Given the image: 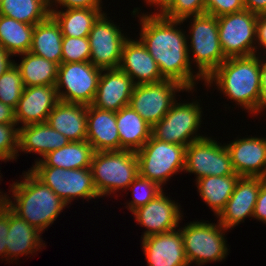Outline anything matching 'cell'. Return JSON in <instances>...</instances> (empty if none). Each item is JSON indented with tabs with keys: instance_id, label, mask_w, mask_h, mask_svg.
I'll return each instance as SVG.
<instances>
[{
	"instance_id": "1",
	"label": "cell",
	"mask_w": 266,
	"mask_h": 266,
	"mask_svg": "<svg viewBox=\"0 0 266 266\" xmlns=\"http://www.w3.org/2000/svg\"><path fill=\"white\" fill-rule=\"evenodd\" d=\"M138 9L134 8L131 13L137 14L140 20L138 38L156 61L162 77L180 83L187 90H193L197 81H205L192 69L187 48L189 38L186 31L180 29L183 22L164 18L159 13L141 14Z\"/></svg>"
},
{
	"instance_id": "2",
	"label": "cell",
	"mask_w": 266,
	"mask_h": 266,
	"mask_svg": "<svg viewBox=\"0 0 266 266\" xmlns=\"http://www.w3.org/2000/svg\"><path fill=\"white\" fill-rule=\"evenodd\" d=\"M263 57V58H262ZM258 54L227 58L205 81L214 84L227 99L233 100L249 114L259 115L260 72L266 57ZM258 114V115H257Z\"/></svg>"
},
{
	"instance_id": "3",
	"label": "cell",
	"mask_w": 266,
	"mask_h": 266,
	"mask_svg": "<svg viewBox=\"0 0 266 266\" xmlns=\"http://www.w3.org/2000/svg\"><path fill=\"white\" fill-rule=\"evenodd\" d=\"M23 180L10 185L9 194L0 191L3 201L15 214L43 233L56 221L68 205L53 190L39 180L30 170L24 171ZM4 195H3V194Z\"/></svg>"
},
{
	"instance_id": "4",
	"label": "cell",
	"mask_w": 266,
	"mask_h": 266,
	"mask_svg": "<svg viewBox=\"0 0 266 266\" xmlns=\"http://www.w3.org/2000/svg\"><path fill=\"white\" fill-rule=\"evenodd\" d=\"M90 168L100 198L126 191L139 175L136 152L130 150L95 152Z\"/></svg>"
},
{
	"instance_id": "5",
	"label": "cell",
	"mask_w": 266,
	"mask_h": 266,
	"mask_svg": "<svg viewBox=\"0 0 266 266\" xmlns=\"http://www.w3.org/2000/svg\"><path fill=\"white\" fill-rule=\"evenodd\" d=\"M188 19L192 21L188 28L190 32L186 35L190 38L187 39V48L188 54L192 53L194 57L190 63L196 64L198 74L206 80L227 59L219 41L217 17L205 13L181 21Z\"/></svg>"
},
{
	"instance_id": "6",
	"label": "cell",
	"mask_w": 266,
	"mask_h": 266,
	"mask_svg": "<svg viewBox=\"0 0 266 266\" xmlns=\"http://www.w3.org/2000/svg\"><path fill=\"white\" fill-rule=\"evenodd\" d=\"M183 237L185 255L189 265H205L209 262L222 261L228 255L225 234L228 229L219 222L193 221L179 228Z\"/></svg>"
},
{
	"instance_id": "7",
	"label": "cell",
	"mask_w": 266,
	"mask_h": 266,
	"mask_svg": "<svg viewBox=\"0 0 266 266\" xmlns=\"http://www.w3.org/2000/svg\"><path fill=\"white\" fill-rule=\"evenodd\" d=\"M185 146L158 140L152 135L136 152L139 175L161 187L185 168Z\"/></svg>"
},
{
	"instance_id": "8",
	"label": "cell",
	"mask_w": 266,
	"mask_h": 266,
	"mask_svg": "<svg viewBox=\"0 0 266 266\" xmlns=\"http://www.w3.org/2000/svg\"><path fill=\"white\" fill-rule=\"evenodd\" d=\"M202 113L197 100L189 103L176 100L163 119L152 127L151 135L158 140L187 147L206 137L198 133Z\"/></svg>"
},
{
	"instance_id": "9",
	"label": "cell",
	"mask_w": 266,
	"mask_h": 266,
	"mask_svg": "<svg viewBox=\"0 0 266 266\" xmlns=\"http://www.w3.org/2000/svg\"><path fill=\"white\" fill-rule=\"evenodd\" d=\"M29 169L67 205L75 198L86 201L100 198L94 185L91 168L31 167Z\"/></svg>"
},
{
	"instance_id": "10",
	"label": "cell",
	"mask_w": 266,
	"mask_h": 266,
	"mask_svg": "<svg viewBox=\"0 0 266 266\" xmlns=\"http://www.w3.org/2000/svg\"><path fill=\"white\" fill-rule=\"evenodd\" d=\"M101 72L102 69L97 68L91 62L61 63L58 66L55 85L59 100L92 105Z\"/></svg>"
},
{
	"instance_id": "11",
	"label": "cell",
	"mask_w": 266,
	"mask_h": 266,
	"mask_svg": "<svg viewBox=\"0 0 266 266\" xmlns=\"http://www.w3.org/2000/svg\"><path fill=\"white\" fill-rule=\"evenodd\" d=\"M257 18L246 9L217 17L219 41L226 58L256 54Z\"/></svg>"
},
{
	"instance_id": "12",
	"label": "cell",
	"mask_w": 266,
	"mask_h": 266,
	"mask_svg": "<svg viewBox=\"0 0 266 266\" xmlns=\"http://www.w3.org/2000/svg\"><path fill=\"white\" fill-rule=\"evenodd\" d=\"M190 91L168 79L135 85L129 105L151 126L163 119L176 101V92Z\"/></svg>"
},
{
	"instance_id": "13",
	"label": "cell",
	"mask_w": 266,
	"mask_h": 266,
	"mask_svg": "<svg viewBox=\"0 0 266 266\" xmlns=\"http://www.w3.org/2000/svg\"><path fill=\"white\" fill-rule=\"evenodd\" d=\"M194 173L196 180L207 176H229L235 173L226 145L205 137L185 149L184 172Z\"/></svg>"
},
{
	"instance_id": "14",
	"label": "cell",
	"mask_w": 266,
	"mask_h": 266,
	"mask_svg": "<svg viewBox=\"0 0 266 266\" xmlns=\"http://www.w3.org/2000/svg\"><path fill=\"white\" fill-rule=\"evenodd\" d=\"M109 19L104 12L88 35L91 48L90 62L102 70L119 67L123 45L129 38L122 33L119 25Z\"/></svg>"
},
{
	"instance_id": "15",
	"label": "cell",
	"mask_w": 266,
	"mask_h": 266,
	"mask_svg": "<svg viewBox=\"0 0 266 266\" xmlns=\"http://www.w3.org/2000/svg\"><path fill=\"white\" fill-rule=\"evenodd\" d=\"M180 207V204L171 200L163 191L146 205L134 210L132 214L137 224L139 223L138 225H142L146 230L141 238L178 228L183 218Z\"/></svg>"
},
{
	"instance_id": "16",
	"label": "cell",
	"mask_w": 266,
	"mask_h": 266,
	"mask_svg": "<svg viewBox=\"0 0 266 266\" xmlns=\"http://www.w3.org/2000/svg\"><path fill=\"white\" fill-rule=\"evenodd\" d=\"M259 189L260 177L240 176L226 206L217 216V222L230 230L245 218H253Z\"/></svg>"
},
{
	"instance_id": "17",
	"label": "cell",
	"mask_w": 266,
	"mask_h": 266,
	"mask_svg": "<svg viewBox=\"0 0 266 266\" xmlns=\"http://www.w3.org/2000/svg\"><path fill=\"white\" fill-rule=\"evenodd\" d=\"M59 101L55 85L24 87L15 108L17 126L47 122L50 112Z\"/></svg>"
},
{
	"instance_id": "18",
	"label": "cell",
	"mask_w": 266,
	"mask_h": 266,
	"mask_svg": "<svg viewBox=\"0 0 266 266\" xmlns=\"http://www.w3.org/2000/svg\"><path fill=\"white\" fill-rule=\"evenodd\" d=\"M232 166L239 176L262 177L266 175V138L243 137L225 144Z\"/></svg>"
},
{
	"instance_id": "19",
	"label": "cell",
	"mask_w": 266,
	"mask_h": 266,
	"mask_svg": "<svg viewBox=\"0 0 266 266\" xmlns=\"http://www.w3.org/2000/svg\"><path fill=\"white\" fill-rule=\"evenodd\" d=\"M148 266H190L180 229L141 238Z\"/></svg>"
},
{
	"instance_id": "20",
	"label": "cell",
	"mask_w": 266,
	"mask_h": 266,
	"mask_svg": "<svg viewBox=\"0 0 266 266\" xmlns=\"http://www.w3.org/2000/svg\"><path fill=\"white\" fill-rule=\"evenodd\" d=\"M134 87L132 79L119 68L104 69L92 105L102 110L118 112L129 105Z\"/></svg>"
},
{
	"instance_id": "21",
	"label": "cell",
	"mask_w": 266,
	"mask_h": 266,
	"mask_svg": "<svg viewBox=\"0 0 266 266\" xmlns=\"http://www.w3.org/2000/svg\"><path fill=\"white\" fill-rule=\"evenodd\" d=\"M126 73L135 85L156 83L164 80L158 65L139 39L125 41L118 67Z\"/></svg>"
},
{
	"instance_id": "22",
	"label": "cell",
	"mask_w": 266,
	"mask_h": 266,
	"mask_svg": "<svg viewBox=\"0 0 266 266\" xmlns=\"http://www.w3.org/2000/svg\"><path fill=\"white\" fill-rule=\"evenodd\" d=\"M116 112L87 106L86 140L95 152L120 150Z\"/></svg>"
},
{
	"instance_id": "23",
	"label": "cell",
	"mask_w": 266,
	"mask_h": 266,
	"mask_svg": "<svg viewBox=\"0 0 266 266\" xmlns=\"http://www.w3.org/2000/svg\"><path fill=\"white\" fill-rule=\"evenodd\" d=\"M18 128V151L37 153L42 158L70 142L68 138L54 130L47 122L18 126Z\"/></svg>"
},
{
	"instance_id": "24",
	"label": "cell",
	"mask_w": 266,
	"mask_h": 266,
	"mask_svg": "<svg viewBox=\"0 0 266 266\" xmlns=\"http://www.w3.org/2000/svg\"><path fill=\"white\" fill-rule=\"evenodd\" d=\"M47 123L70 141H85L87 105L59 101L50 112Z\"/></svg>"
},
{
	"instance_id": "25",
	"label": "cell",
	"mask_w": 266,
	"mask_h": 266,
	"mask_svg": "<svg viewBox=\"0 0 266 266\" xmlns=\"http://www.w3.org/2000/svg\"><path fill=\"white\" fill-rule=\"evenodd\" d=\"M42 232L27 221L20 218L9 208V230L7 235V261L19 259V256L28 255L36 252L41 247L46 246L43 243Z\"/></svg>"
},
{
	"instance_id": "26",
	"label": "cell",
	"mask_w": 266,
	"mask_h": 266,
	"mask_svg": "<svg viewBox=\"0 0 266 266\" xmlns=\"http://www.w3.org/2000/svg\"><path fill=\"white\" fill-rule=\"evenodd\" d=\"M95 153L87 141H70L67 145L38 158L33 167H56L63 169L90 168Z\"/></svg>"
},
{
	"instance_id": "27",
	"label": "cell",
	"mask_w": 266,
	"mask_h": 266,
	"mask_svg": "<svg viewBox=\"0 0 266 266\" xmlns=\"http://www.w3.org/2000/svg\"><path fill=\"white\" fill-rule=\"evenodd\" d=\"M120 150L137 152L150 139L152 127L130 106L116 112Z\"/></svg>"
},
{
	"instance_id": "28",
	"label": "cell",
	"mask_w": 266,
	"mask_h": 266,
	"mask_svg": "<svg viewBox=\"0 0 266 266\" xmlns=\"http://www.w3.org/2000/svg\"><path fill=\"white\" fill-rule=\"evenodd\" d=\"M63 35L59 24L50 15L35 25L29 52L61 64Z\"/></svg>"
},
{
	"instance_id": "29",
	"label": "cell",
	"mask_w": 266,
	"mask_h": 266,
	"mask_svg": "<svg viewBox=\"0 0 266 266\" xmlns=\"http://www.w3.org/2000/svg\"><path fill=\"white\" fill-rule=\"evenodd\" d=\"M50 12L62 35L69 37H88L94 23L104 13L102 8H64Z\"/></svg>"
},
{
	"instance_id": "30",
	"label": "cell",
	"mask_w": 266,
	"mask_h": 266,
	"mask_svg": "<svg viewBox=\"0 0 266 266\" xmlns=\"http://www.w3.org/2000/svg\"><path fill=\"white\" fill-rule=\"evenodd\" d=\"M239 175L207 176L195 180L199 196L217 217L231 197Z\"/></svg>"
},
{
	"instance_id": "31",
	"label": "cell",
	"mask_w": 266,
	"mask_h": 266,
	"mask_svg": "<svg viewBox=\"0 0 266 266\" xmlns=\"http://www.w3.org/2000/svg\"><path fill=\"white\" fill-rule=\"evenodd\" d=\"M20 64L15 63L19 69L24 87L56 85L58 65L43 57L26 52L20 54ZM23 56V57H22Z\"/></svg>"
},
{
	"instance_id": "32",
	"label": "cell",
	"mask_w": 266,
	"mask_h": 266,
	"mask_svg": "<svg viewBox=\"0 0 266 266\" xmlns=\"http://www.w3.org/2000/svg\"><path fill=\"white\" fill-rule=\"evenodd\" d=\"M35 26L0 15V45L11 55L29 52Z\"/></svg>"
},
{
	"instance_id": "33",
	"label": "cell",
	"mask_w": 266,
	"mask_h": 266,
	"mask_svg": "<svg viewBox=\"0 0 266 266\" xmlns=\"http://www.w3.org/2000/svg\"><path fill=\"white\" fill-rule=\"evenodd\" d=\"M0 15L35 26L51 15L49 0H1Z\"/></svg>"
},
{
	"instance_id": "34",
	"label": "cell",
	"mask_w": 266,
	"mask_h": 266,
	"mask_svg": "<svg viewBox=\"0 0 266 266\" xmlns=\"http://www.w3.org/2000/svg\"><path fill=\"white\" fill-rule=\"evenodd\" d=\"M23 90L24 84L20 71L13 64L0 76V101L15 109Z\"/></svg>"
},
{
	"instance_id": "35",
	"label": "cell",
	"mask_w": 266,
	"mask_h": 266,
	"mask_svg": "<svg viewBox=\"0 0 266 266\" xmlns=\"http://www.w3.org/2000/svg\"><path fill=\"white\" fill-rule=\"evenodd\" d=\"M132 190V200L127 202V209L133 212L139 207L146 205L148 202L156 198L163 188L156 182L151 181L138 175L134 181L128 186L127 190Z\"/></svg>"
},
{
	"instance_id": "36",
	"label": "cell",
	"mask_w": 266,
	"mask_h": 266,
	"mask_svg": "<svg viewBox=\"0 0 266 266\" xmlns=\"http://www.w3.org/2000/svg\"><path fill=\"white\" fill-rule=\"evenodd\" d=\"M88 37L63 36L61 63L90 62Z\"/></svg>"
},
{
	"instance_id": "37",
	"label": "cell",
	"mask_w": 266,
	"mask_h": 266,
	"mask_svg": "<svg viewBox=\"0 0 266 266\" xmlns=\"http://www.w3.org/2000/svg\"><path fill=\"white\" fill-rule=\"evenodd\" d=\"M159 14L170 20L205 14L204 0H172Z\"/></svg>"
},
{
	"instance_id": "38",
	"label": "cell",
	"mask_w": 266,
	"mask_h": 266,
	"mask_svg": "<svg viewBox=\"0 0 266 266\" xmlns=\"http://www.w3.org/2000/svg\"><path fill=\"white\" fill-rule=\"evenodd\" d=\"M17 123L0 124V157L6 161H14L19 156ZM16 127V128H15Z\"/></svg>"
},
{
	"instance_id": "39",
	"label": "cell",
	"mask_w": 266,
	"mask_h": 266,
	"mask_svg": "<svg viewBox=\"0 0 266 266\" xmlns=\"http://www.w3.org/2000/svg\"><path fill=\"white\" fill-rule=\"evenodd\" d=\"M205 13L219 17L244 10L242 0H204Z\"/></svg>"
},
{
	"instance_id": "40",
	"label": "cell",
	"mask_w": 266,
	"mask_h": 266,
	"mask_svg": "<svg viewBox=\"0 0 266 266\" xmlns=\"http://www.w3.org/2000/svg\"><path fill=\"white\" fill-rule=\"evenodd\" d=\"M9 230V207L0 201V256L7 261V235Z\"/></svg>"
},
{
	"instance_id": "41",
	"label": "cell",
	"mask_w": 266,
	"mask_h": 266,
	"mask_svg": "<svg viewBox=\"0 0 266 266\" xmlns=\"http://www.w3.org/2000/svg\"><path fill=\"white\" fill-rule=\"evenodd\" d=\"M102 0H49L50 10L62 8H102ZM55 6V7H53ZM59 6V7H58Z\"/></svg>"
},
{
	"instance_id": "42",
	"label": "cell",
	"mask_w": 266,
	"mask_h": 266,
	"mask_svg": "<svg viewBox=\"0 0 266 266\" xmlns=\"http://www.w3.org/2000/svg\"><path fill=\"white\" fill-rule=\"evenodd\" d=\"M253 217L266 224V175L260 177V189Z\"/></svg>"
},
{
	"instance_id": "43",
	"label": "cell",
	"mask_w": 266,
	"mask_h": 266,
	"mask_svg": "<svg viewBox=\"0 0 266 266\" xmlns=\"http://www.w3.org/2000/svg\"><path fill=\"white\" fill-rule=\"evenodd\" d=\"M258 45V46H257ZM263 48L266 57V15H258L256 24V54L261 55L259 48ZM260 53V54H259Z\"/></svg>"
},
{
	"instance_id": "44",
	"label": "cell",
	"mask_w": 266,
	"mask_h": 266,
	"mask_svg": "<svg viewBox=\"0 0 266 266\" xmlns=\"http://www.w3.org/2000/svg\"><path fill=\"white\" fill-rule=\"evenodd\" d=\"M260 85L259 113L266 110V59L261 65Z\"/></svg>"
},
{
	"instance_id": "45",
	"label": "cell",
	"mask_w": 266,
	"mask_h": 266,
	"mask_svg": "<svg viewBox=\"0 0 266 266\" xmlns=\"http://www.w3.org/2000/svg\"><path fill=\"white\" fill-rule=\"evenodd\" d=\"M244 8L257 15H266V0H242Z\"/></svg>"
},
{
	"instance_id": "46",
	"label": "cell",
	"mask_w": 266,
	"mask_h": 266,
	"mask_svg": "<svg viewBox=\"0 0 266 266\" xmlns=\"http://www.w3.org/2000/svg\"><path fill=\"white\" fill-rule=\"evenodd\" d=\"M4 123H17L15 109L0 101V124Z\"/></svg>"
},
{
	"instance_id": "47",
	"label": "cell",
	"mask_w": 266,
	"mask_h": 266,
	"mask_svg": "<svg viewBox=\"0 0 266 266\" xmlns=\"http://www.w3.org/2000/svg\"><path fill=\"white\" fill-rule=\"evenodd\" d=\"M11 57L12 56L0 45V76L14 64V60L10 59Z\"/></svg>"
},
{
	"instance_id": "48",
	"label": "cell",
	"mask_w": 266,
	"mask_h": 266,
	"mask_svg": "<svg viewBox=\"0 0 266 266\" xmlns=\"http://www.w3.org/2000/svg\"><path fill=\"white\" fill-rule=\"evenodd\" d=\"M172 0H146L144 2H146L149 6H156L158 12L156 11V13H160Z\"/></svg>"
},
{
	"instance_id": "49",
	"label": "cell",
	"mask_w": 266,
	"mask_h": 266,
	"mask_svg": "<svg viewBox=\"0 0 266 266\" xmlns=\"http://www.w3.org/2000/svg\"><path fill=\"white\" fill-rule=\"evenodd\" d=\"M0 161L2 162V161H4L5 162V160L3 159V158H1L0 157ZM1 174V173H0ZM0 179H1V175H0ZM1 181V180H0Z\"/></svg>"
}]
</instances>
